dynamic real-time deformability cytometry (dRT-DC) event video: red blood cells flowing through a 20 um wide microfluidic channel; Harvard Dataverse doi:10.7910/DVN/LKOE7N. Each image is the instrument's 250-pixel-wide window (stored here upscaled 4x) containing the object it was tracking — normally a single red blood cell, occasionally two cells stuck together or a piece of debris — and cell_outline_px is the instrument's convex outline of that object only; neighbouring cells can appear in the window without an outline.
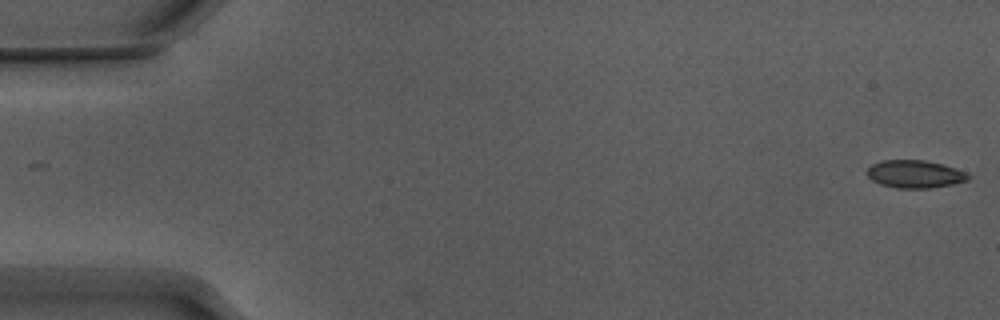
{"species": "Egyptian fruit bat (a non-hibernating species)", "species_latin": "Rousettus aegyptiacus", "temperature_condition": "warm", "stored_images_in_passage": 10, "camera_frame_rate_fps": 3000, "um_per_image_px": 0.085, "animal": {"sex": "male"}, "frame": {"image": 1, "passage_image": 1, "time_ms": 0.0, "image_size_px": [1000, 320], "cell_outline_px": [[972, 176], [968, 180], [952, 184], [932, 188], [896, 188], [880, 184], [872, 180], [864, 172], [872, 164], [884, 160], [924, 160], [956, 168], [968, 172]], "centroid_in_image_um": [77.77, 14.8], "position_along_channel_um": 7.2, "area_um2": 16.47}}